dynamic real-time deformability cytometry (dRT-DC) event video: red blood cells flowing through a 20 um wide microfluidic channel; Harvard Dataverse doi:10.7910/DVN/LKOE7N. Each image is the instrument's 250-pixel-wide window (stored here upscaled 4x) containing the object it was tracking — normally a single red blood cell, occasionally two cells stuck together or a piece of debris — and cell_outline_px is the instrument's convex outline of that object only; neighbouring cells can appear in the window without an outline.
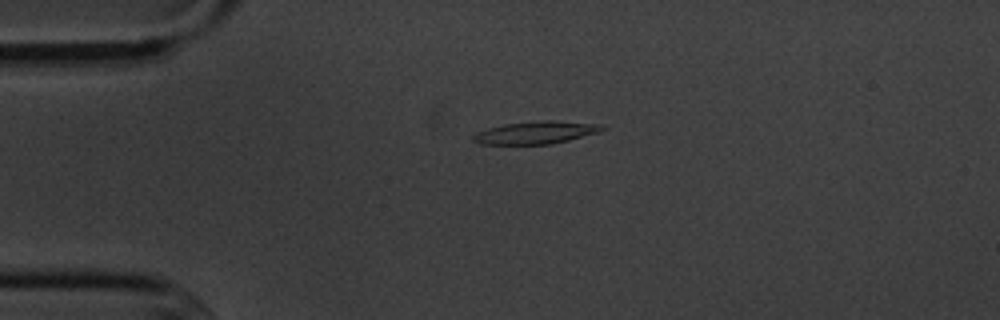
{"species": "common noctule bat (a hibernating species)", "species_latin": "Nyctalus noctula", "temperature_condition": "cold", "stored_images_in_passage": 6, "camera_frame_rate_fps": 3000, "um_per_image_px": 0.085, "animal": {"sex": "male", "body_mass_g": 20.1, "forearm_length_mm": 53.5}, "frame": {"image": 1, "passage_image": 6, "time_ms": 6.0, "image_size_px": [1000, 320], "cell_outline_px": [[608, 128], [600, 132], [552, 144], [480, 144], [472, 140], [472, 136], [476, 132], [488, 128], [504, 124], [544, 120], [552, 120], [604, 124]], "centroid_in_image_um": [45.6, 11.26], "position_along_channel_um": 39.4, "area_um2": 17.11}}